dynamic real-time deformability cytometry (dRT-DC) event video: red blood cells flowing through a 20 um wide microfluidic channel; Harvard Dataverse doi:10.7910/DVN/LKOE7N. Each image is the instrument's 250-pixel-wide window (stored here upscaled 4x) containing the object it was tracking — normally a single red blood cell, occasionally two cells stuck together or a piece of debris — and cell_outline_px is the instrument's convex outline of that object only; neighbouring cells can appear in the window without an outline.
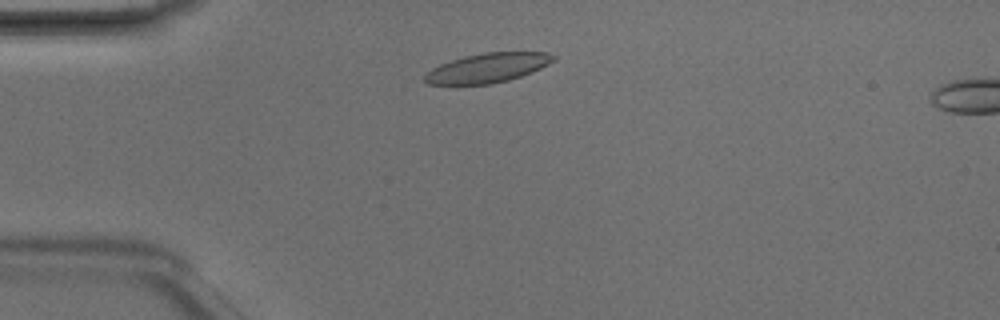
{"species": "Egyptian fruit bat (a non-hibernating species)", "species_latin": "Rousettus aegyptiacus", "temperature_condition": "room temperature", "stored_images_in_passage": 3, "camera_frame_rate_fps": 3000, "um_per_image_px": 0.085, "animal": {"sex": "male"}, "frame": {"image": 1, "passage_image": 2, "time_ms": 0.333, "image_size_px": [1000, 320], "cell_outline_px": [[556, 60], [532, 72], [508, 80], [492, 84], [428, 84], [424, 80], [424, 76], [432, 68], [440, 64], [464, 56], [484, 52], [548, 52], [556, 56]], "centroid_in_image_um": [41.47, 5.76], "position_along_channel_um": 43.5, "area_um2": 21.96}}